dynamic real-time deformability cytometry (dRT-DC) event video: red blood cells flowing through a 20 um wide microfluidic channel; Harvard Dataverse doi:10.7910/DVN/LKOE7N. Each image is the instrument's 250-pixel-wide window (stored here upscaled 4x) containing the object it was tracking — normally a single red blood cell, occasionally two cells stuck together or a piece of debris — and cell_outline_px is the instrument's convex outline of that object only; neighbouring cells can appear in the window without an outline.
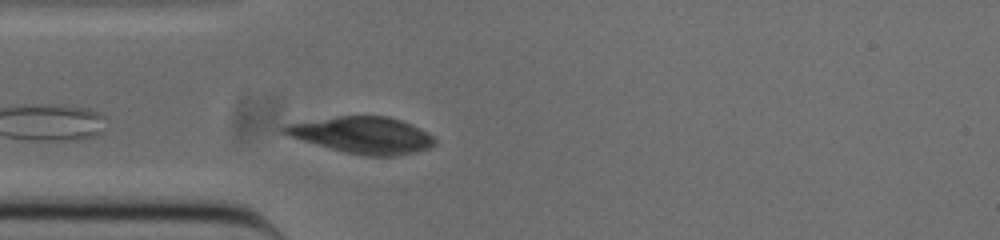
{"species": "common noctule bat (a hibernating species)", "species_latin": "Nyctalus noctula", "temperature_condition": "cold", "stored_images_in_passage": 20, "camera_frame_rate_fps": 3000, "um_per_image_px": 0.085, "animal": {"sex": "male", "body_mass_g": 20.0, "forearm_length_mm": 53.3}, "frame": {"image": 1, "passage_image": 1, "time_ms": 0.0, "image_size_px": [1000, 240], "cell_outline_px": [[436, 144], [428, 148], [416, 152], [396, 156], [364, 156], [344, 152], [288, 136], [280, 132], [280, 128], [284, 124], [336, 116], [388, 116], [400, 120], [432, 136], [436, 140]], "centroid_in_image_um": [30.75, 11.49], "position_along_channel_um": 54.2, "area_um2": 31.91}}